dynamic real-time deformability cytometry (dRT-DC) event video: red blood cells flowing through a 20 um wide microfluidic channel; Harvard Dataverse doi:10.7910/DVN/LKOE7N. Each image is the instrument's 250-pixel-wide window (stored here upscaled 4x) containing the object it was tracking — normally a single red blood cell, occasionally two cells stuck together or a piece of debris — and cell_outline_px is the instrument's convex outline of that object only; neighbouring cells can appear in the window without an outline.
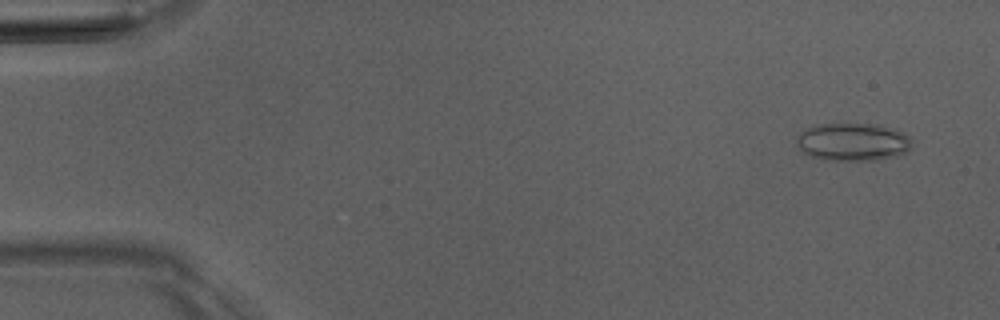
{"species": "Egyptian fruit bat (a non-hibernating species)", "species_latin": "Rousettus aegyptiacus", "temperature_condition": "room temperature", "stored_images_in_passage": 6, "camera_frame_rate_fps": 3000, "um_per_image_px": 0.085, "animal": {"sex": "male"}, "frame": {"image": 1, "passage_image": 1, "time_ms": 0.0, "image_size_px": [1000, 320], "cell_outline_px": [[912, 148], [908, 152], [896, 156], [876, 160], [824, 160], [800, 152], [796, 144], [796, 136], [800, 132], [816, 124], [880, 124], [896, 128], [908, 136], [912, 140]], "centroid_in_image_um": [72.5, 12.06], "position_along_channel_um": 12.5, "area_um2": 25.95}}